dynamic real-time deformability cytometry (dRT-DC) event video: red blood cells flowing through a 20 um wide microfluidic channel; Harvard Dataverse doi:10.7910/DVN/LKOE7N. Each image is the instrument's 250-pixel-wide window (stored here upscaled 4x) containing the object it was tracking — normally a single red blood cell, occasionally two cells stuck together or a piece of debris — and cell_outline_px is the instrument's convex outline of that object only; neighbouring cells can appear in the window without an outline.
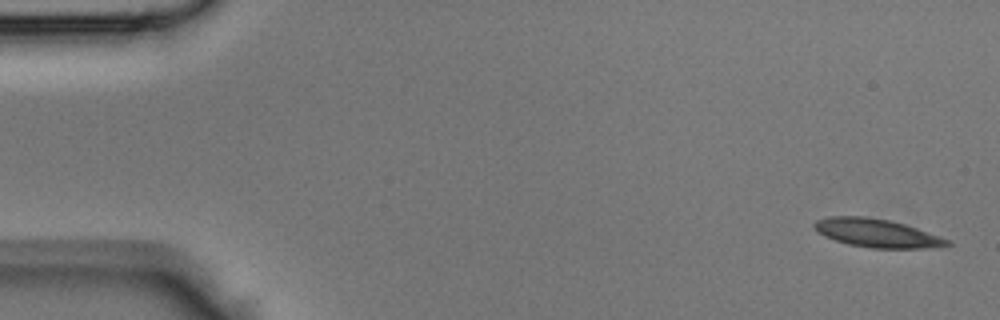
{"species": "Egyptian fruit bat (a non-hibernating species)", "species_latin": "Rousettus aegyptiacus", "temperature_condition": "room temperature", "stored_images_in_passage": 42, "camera_frame_rate_fps": 3000, "um_per_image_px": 0.085, "animal": {"sex": "male"}, "frame": {"image": 1, "passage_image": 1, "time_ms": 0.0, "image_size_px": [1000, 320], "cell_outline_px": [[952, 244], [940, 248], [872, 248], [848, 244], [824, 236], [816, 232], [812, 228], [812, 224], [816, 220], [828, 216], [868, 216], [888, 220], [904, 224], [916, 228], [948, 240]], "centroid_in_image_um": [74.47, 19.81], "position_along_channel_um": 10.5, "area_um2": 22.02}}
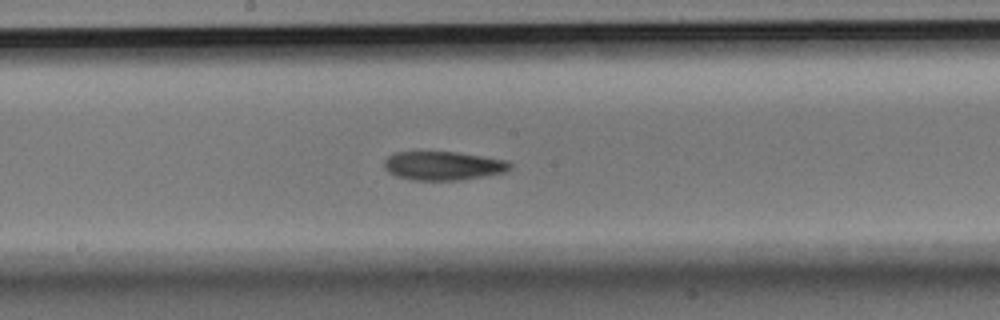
{"frame": {"image": 2, "passage_image": 22, "time_ms": 7.0, "image_size_px": [1000, 320], "cell_outline_px": [[512, 168], [508, 172], [460, 180], [412, 180], [396, 176], [388, 172], [384, 168], [384, 160], [388, 156], [396, 152], [416, 148], [456, 152], [484, 156], [508, 160], [512, 164]], "centroid_in_image_um": [37.64, 14.04], "position_along_channel_um": 210.6, "area_um2": 22.2}}
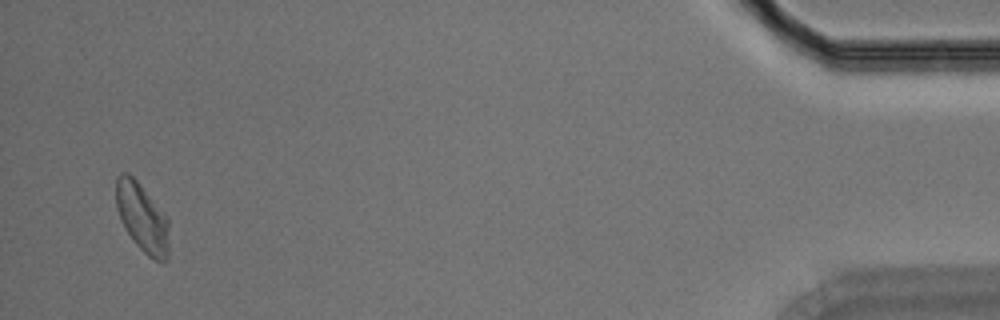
{"frame": {"image": 3, "passage_image": 41, "time_ms": 13.333, "image_size_px": [1000, 320], "cell_outline_px": [[168, 260], [156, 260], [148, 256], [136, 244], [128, 232], [116, 208], [116, 176], [120, 172], [128, 172], [140, 184], [168, 216]], "centroid_in_image_um": [12.09, 18.46], "position_along_channel_um": 423.1, "area_um2": 21.1}}